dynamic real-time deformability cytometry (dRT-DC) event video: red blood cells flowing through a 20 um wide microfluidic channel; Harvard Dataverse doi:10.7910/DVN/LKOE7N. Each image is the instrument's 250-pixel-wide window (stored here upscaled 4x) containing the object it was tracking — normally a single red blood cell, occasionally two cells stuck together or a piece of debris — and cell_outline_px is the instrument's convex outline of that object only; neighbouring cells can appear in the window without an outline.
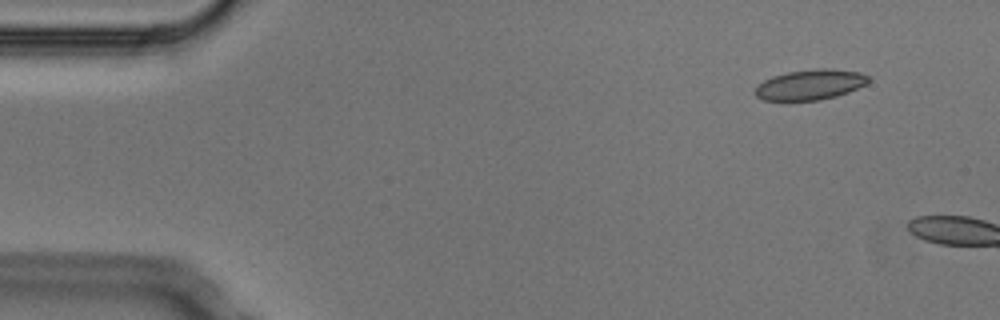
{"species": "Egyptian fruit bat (a non-hibernating species)", "species_latin": "Rousettus aegyptiacus", "temperature_condition": "cold", "stored_images_in_passage": 2, "camera_frame_rate_fps": 3000, "um_per_image_px": 0.085, "animal": {"sex": "male"}, "frame": {"image": 1, "passage_image": 1, "time_ms": 0.0, "image_size_px": [1000, 320], "cell_outline_px": [[868, 80], [864, 84], [848, 92], [836, 96], [820, 100], [764, 100], [756, 96], [756, 88], [764, 80], [772, 76], [788, 72], [816, 68], [832, 68], [860, 72], [868, 76]], "centroid_in_image_um": [68.87, 7.18], "position_along_channel_um": 16.1, "area_um2": 19.77}}